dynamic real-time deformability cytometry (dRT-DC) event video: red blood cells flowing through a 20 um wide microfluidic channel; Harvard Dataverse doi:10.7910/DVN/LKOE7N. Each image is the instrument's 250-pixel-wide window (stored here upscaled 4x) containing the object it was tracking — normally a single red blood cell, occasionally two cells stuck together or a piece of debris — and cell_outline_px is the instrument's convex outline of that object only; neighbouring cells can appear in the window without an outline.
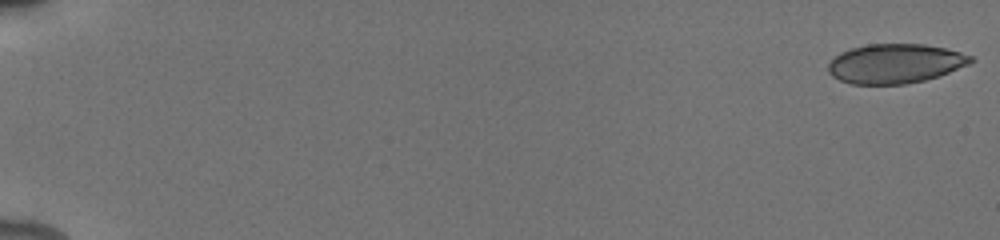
{"species": "human", "species_latin": "Homo sapiens", "temperature_condition": "cold", "stored_images_in_passage": 46, "camera_frame_rate_fps": 3000, "um_per_image_px": 0.085, "donor": {"sex": "male"}, "frame": {"image": 1, "passage_image": 1, "time_ms": 0.0, "image_size_px": [1000, 240], "cell_outline_px": [[976, 60], [968, 64], [948, 72], [924, 80], [904, 84], [852, 84], [840, 80], [832, 76], [828, 72], [828, 64], [840, 52], [852, 48], [868, 44], [924, 44], [944, 48], [960, 52], [972, 56]], "centroid_in_image_um": [76.07, 5.4], "position_along_channel_um": 8.9, "area_um2": 32.48}}
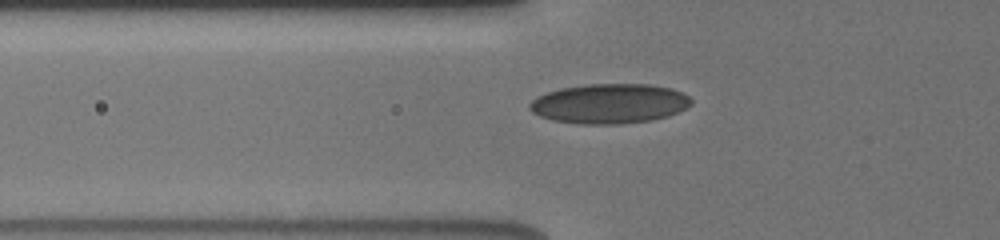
{"frame": {"image": 2, "passage_image": 18, "time_ms": 6.667, "image_size_px": [1000, 240], "cell_outline_px": [[692, 104], [668, 116], [652, 120], [620, 124], [580, 124], [552, 120], [540, 116], [532, 112], [528, 108], [528, 104], [536, 96], [544, 92], [560, 88], [588, 84], [648, 84], [672, 88], [684, 92], [692, 100]], "centroid_in_image_um": [51.77, 8.8], "position_along_channel_um": 74.0, "area_um2": 37.74}}
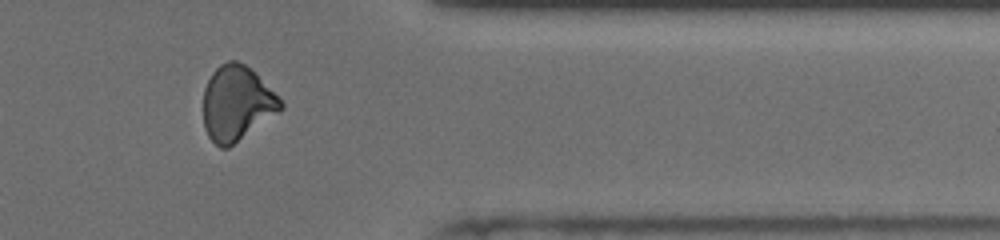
{"frame": {"image": 3, "passage_image": 39, "time_ms": 15.0, "image_size_px": [1000, 240], "cell_outline_px": [[284, 108], [280, 112], [228, 148], [220, 148], [208, 136], [204, 128], [204, 88], [212, 72], [220, 64], [228, 60], [236, 60], [252, 68], [284, 104]], "centroid_in_image_um": [20.13, 8.77], "position_along_channel_um": 391.3, "area_um2": 33.81}, "authors_computed_cell_mechanics": {"area_um2": 34.4199, "velocity_mm_per_s": 3.9298, "shape_relaxation_time_tau1_ms": null, "shape_relaxation_time_tau2_ms": 1.8771, "deformation_change_tau1": null, "deformation_change_tau2": 0.0846}}